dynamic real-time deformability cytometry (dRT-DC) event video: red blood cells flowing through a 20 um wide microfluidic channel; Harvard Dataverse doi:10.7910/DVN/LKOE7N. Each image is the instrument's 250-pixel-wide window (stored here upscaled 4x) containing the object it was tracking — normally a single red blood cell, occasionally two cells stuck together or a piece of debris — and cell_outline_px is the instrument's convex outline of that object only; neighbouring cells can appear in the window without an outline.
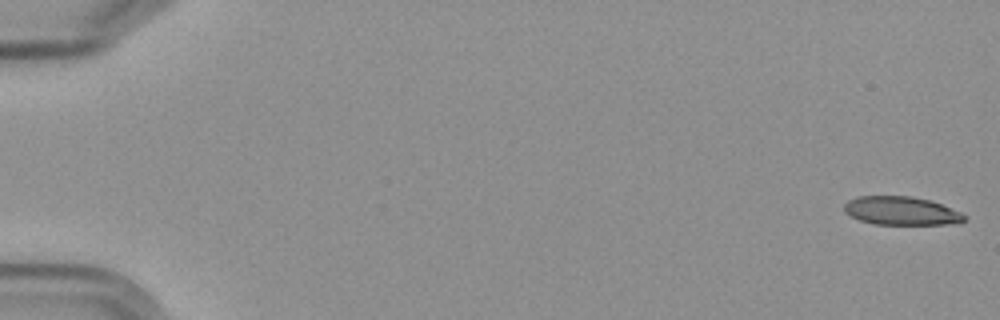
{"species": "Egyptian fruit bat (a non-hibernating species)", "species_latin": "Rousettus aegyptiacus", "temperature_condition": "cold", "stored_images_in_passage": 5, "camera_frame_rate_fps": 3000, "um_per_image_px": 0.085, "frame": {"image": 1, "passage_image": 1, "time_ms": 0.0, "image_size_px": [1000, 320], "cell_outline_px": [[968, 216], [960, 224], [872, 224], [860, 220], [844, 212], [844, 204], [848, 200], [856, 196], [912, 196], [928, 200], [940, 204], [960, 212]], "centroid_in_image_um": [76.6, 17.92], "position_along_channel_um": 8.4, "area_um2": 19.94}}
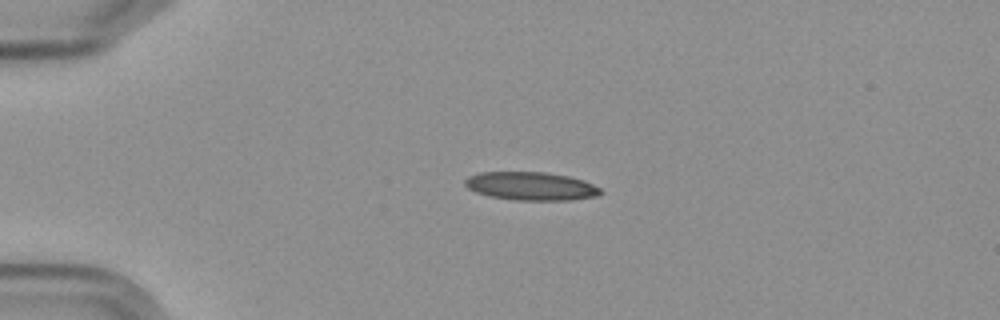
{"frame": {"image": 2, "passage_image": 4, "time_ms": 4.333, "image_size_px": [1000, 320], "cell_outline_px": [[604, 192], [596, 196], [572, 200], [516, 200], [488, 196], [476, 192], [468, 188], [464, 184], [464, 180], [468, 176], [480, 172], [544, 172], [568, 176], [584, 180], [600, 188]], "centroid_in_image_um": [45.13, 15.82], "position_along_channel_um": 39.9, "area_um2": 22.43}}